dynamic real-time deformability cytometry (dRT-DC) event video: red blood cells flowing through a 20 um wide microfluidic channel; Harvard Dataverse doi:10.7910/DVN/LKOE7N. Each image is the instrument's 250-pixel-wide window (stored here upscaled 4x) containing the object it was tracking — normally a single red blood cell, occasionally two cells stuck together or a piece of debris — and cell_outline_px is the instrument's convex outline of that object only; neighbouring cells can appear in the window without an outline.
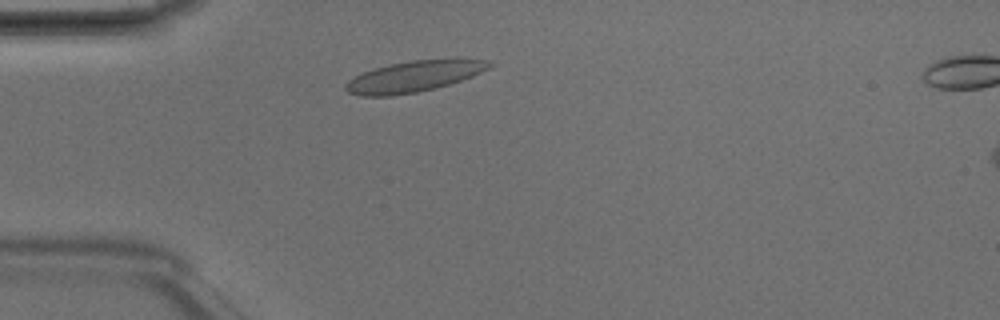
{"species": "Egyptian fruit bat (a non-hibernating species)", "species_latin": "Rousettus aegyptiacus", "temperature_condition": "room temperature", "stored_images_in_passage": 2, "camera_frame_rate_fps": 3000, "um_per_image_px": 0.085, "animal": {"sex": "male"}, "frame": {"image": 1, "passage_image": 1, "time_ms": 0.0, "image_size_px": [1000, 320], "cell_outline_px": [[496, 64], [472, 76], [436, 88], [416, 92], [392, 96], [360, 96], [348, 92], [344, 88], [344, 84], [348, 80], [372, 68], [388, 64], [412, 60], [488, 60]], "centroid_in_image_um": [35.11, 6.51], "position_along_channel_um": 49.9, "area_um2": 25.61}}